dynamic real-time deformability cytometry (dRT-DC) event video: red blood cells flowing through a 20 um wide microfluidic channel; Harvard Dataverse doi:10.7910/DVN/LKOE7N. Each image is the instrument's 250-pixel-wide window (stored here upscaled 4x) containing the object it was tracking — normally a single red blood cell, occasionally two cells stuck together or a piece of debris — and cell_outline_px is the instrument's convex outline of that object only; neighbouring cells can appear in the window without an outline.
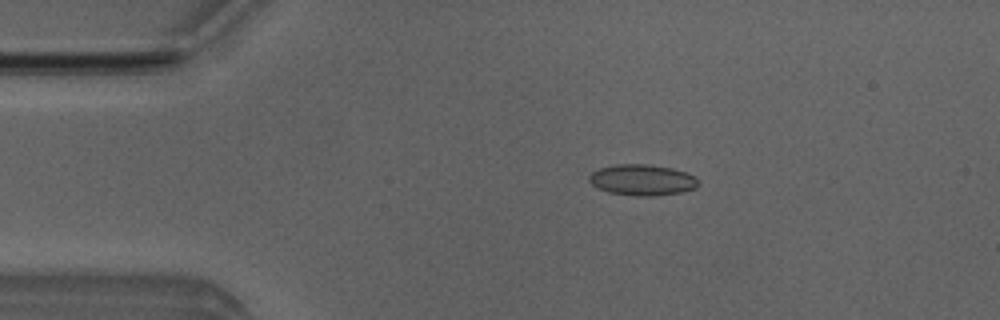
{"species": "Egyptian fruit bat (a non-hibernating species)", "species_latin": "Rousettus aegyptiacus", "temperature_condition": "room temperature", "stored_images_in_passage": 7, "camera_frame_rate_fps": 3000, "um_per_image_px": 0.085, "animal": {"sex": "male"}, "frame": {"image": 1, "passage_image": 3, "time_ms": 2.333, "image_size_px": [1000, 320], "cell_outline_px": [[696, 188], [680, 192], [652, 196], [636, 196], [608, 192], [592, 184], [588, 180], [588, 176], [592, 172], [600, 168], [616, 164], [648, 164], [672, 168], [696, 176]], "centroid_in_image_um": [54.56, 15.29], "position_along_channel_um": 30.4, "area_um2": 19.54}}